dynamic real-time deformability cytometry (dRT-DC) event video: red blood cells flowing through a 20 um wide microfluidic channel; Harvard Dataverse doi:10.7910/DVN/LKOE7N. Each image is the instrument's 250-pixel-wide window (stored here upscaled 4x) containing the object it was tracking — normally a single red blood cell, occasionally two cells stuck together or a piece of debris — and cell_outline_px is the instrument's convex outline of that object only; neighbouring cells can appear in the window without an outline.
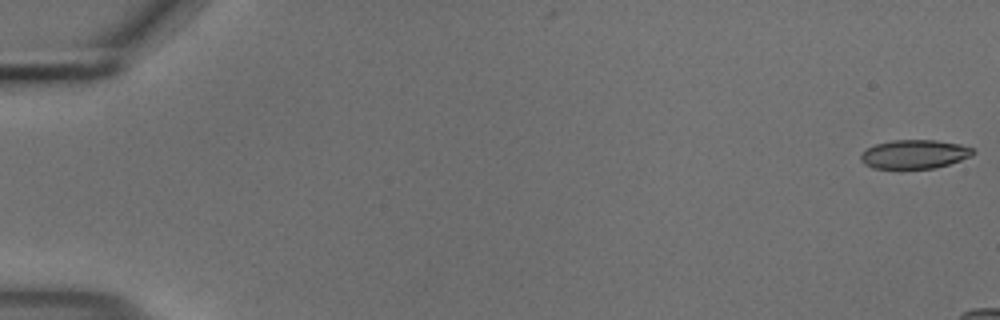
{"species": "common noctule bat (a hibernating species)", "species_latin": "Nyctalus noctula", "temperature_condition": "cold", "stored_images_in_passage": 13, "camera_frame_rate_fps": 3000, "um_per_image_px": 0.085, "animal": {"sex": "male", "body_mass_g": 18.8}, "frame": {"image": 1, "passage_image": 1, "time_ms": 0.0, "image_size_px": [1000, 320], "cell_outline_px": [[976, 152], [972, 156], [936, 168], [872, 168], [864, 164], [860, 160], [860, 156], [868, 148], [876, 144], [892, 140], [936, 140], [960, 144], [972, 148]], "centroid_in_image_um": [77.74, 13.1], "position_along_channel_um": 7.3, "area_um2": 18.79}}